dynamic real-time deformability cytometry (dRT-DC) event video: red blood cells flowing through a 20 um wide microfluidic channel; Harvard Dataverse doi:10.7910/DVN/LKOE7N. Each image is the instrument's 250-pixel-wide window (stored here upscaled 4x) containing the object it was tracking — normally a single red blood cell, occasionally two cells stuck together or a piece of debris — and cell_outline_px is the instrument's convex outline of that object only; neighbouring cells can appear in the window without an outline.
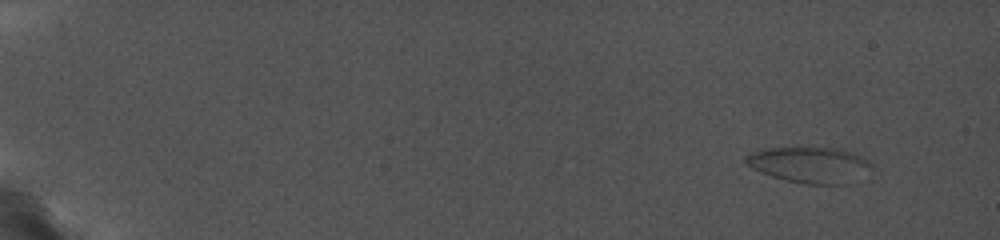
{"species": "common noctule bat (a hibernating species)", "species_latin": "Nyctalus noctula", "temperature_condition": "cold", "stored_images_in_passage": 60, "camera_frame_rate_fps": 5000, "um_per_image_px": 0.085, "animal": {"sex": "female", "body_mass_g": 19.0, "forearm_length_mm": 56.7}, "frame": {"image": 1, "passage_image": 3, "time_ms": 1.4, "image_size_px": [1000, 240], "cell_outline_px": [[872, 168], [848, 184], [804, 184], [784, 180], [760, 172], [744, 164], [744, 156], [752, 152], [772, 148], [832, 148], [848, 152], [860, 156], [872, 164]], "centroid_in_image_um": [68.77, 14.03], "position_along_channel_um": 16.2, "area_um2": 25.95}}
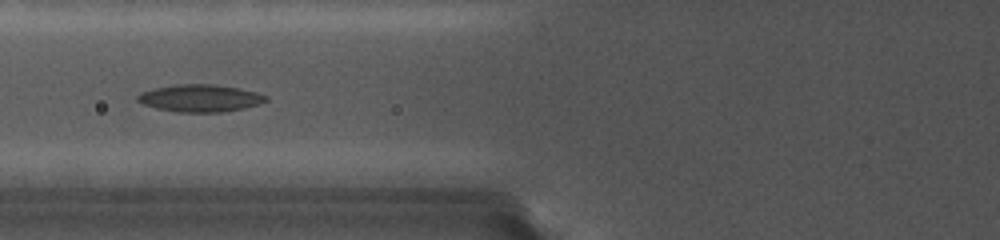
{"frame": {"image": 2, "passage_image": 21, "time_ms": 9.2, "image_size_px": [1000, 240], "cell_outline_px": [[268, 100], [260, 104], [244, 108], [220, 112], [176, 112], [156, 108], [144, 104], [136, 100], [136, 96], [144, 92], [156, 88], [180, 84], [208, 84], [236, 88], [268, 96]], "centroid_in_image_um": [17.0, 8.36], "position_along_channel_um": 108.8, "area_um2": 20.0}}
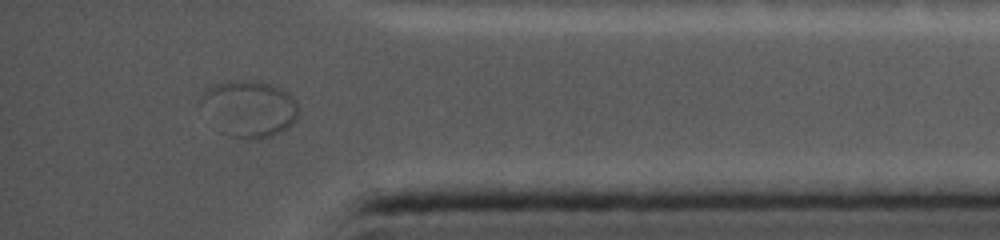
{"frame": {"image": 3, "passage_image": 56, "time_ms": 18.2, "image_size_px": [1000, 240], "cell_outline_px": [[300, 112], [296, 120], [288, 128], [272, 136], [256, 140], [252, 140], [232, 136], [220, 132], [200, 100], [200, 96], [212, 88], [220, 84], [236, 80], [256, 80], [272, 84], [280, 88], [296, 100]], "centroid_in_image_um": [21.27, 9.25], "position_along_channel_um": 413.9, "area_um2": 31.73}}